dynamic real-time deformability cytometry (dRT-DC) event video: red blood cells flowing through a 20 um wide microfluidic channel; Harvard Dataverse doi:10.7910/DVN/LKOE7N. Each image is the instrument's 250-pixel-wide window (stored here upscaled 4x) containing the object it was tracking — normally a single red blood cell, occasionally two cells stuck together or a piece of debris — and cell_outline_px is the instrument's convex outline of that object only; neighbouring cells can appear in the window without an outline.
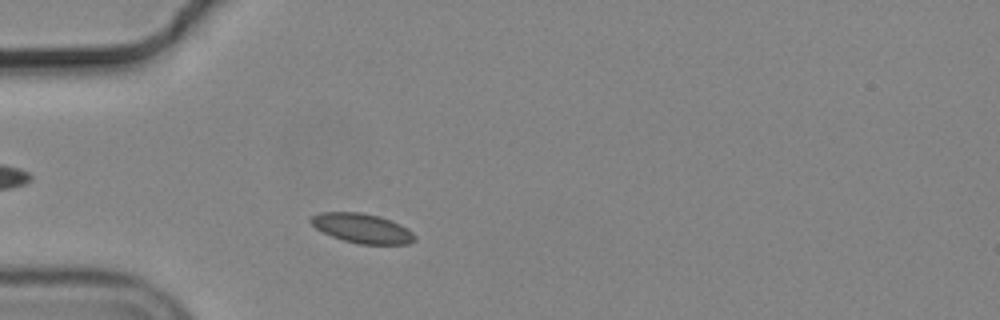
{"species": "common noctule bat (a hibernating species)", "species_latin": "Nyctalus noctula", "temperature_condition": "cold", "stored_images_in_passage": 42, "camera_frame_rate_fps": 3000, "um_per_image_px": 0.085, "animal": {"sex": "male", "body_mass_g": 19.2, "forearm_length_mm": 51.8}, "frame": {"image": 1, "passage_image": 6, "time_ms": 1.667, "image_size_px": [1000, 320], "cell_outline_px": [[416, 240], [408, 244], [360, 244], [344, 240], [332, 236], [316, 228], [308, 220], [312, 216], [320, 212], [360, 212], [380, 216], [400, 224], [408, 228], [416, 236]], "centroid_in_image_um": [30.8, 19.4], "position_along_channel_um": 54.2, "area_um2": 17.86}}
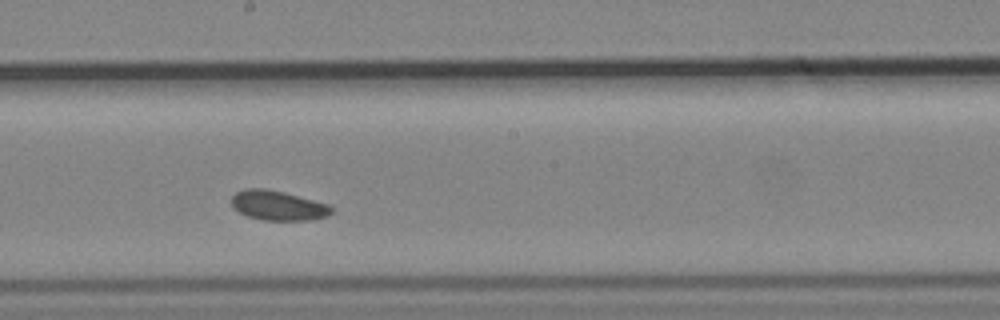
{"frame": {"image": 2, "passage_image": 21, "time_ms": 6.667, "image_size_px": [1000, 320], "cell_outline_px": [[332, 212], [328, 216], [312, 220], [264, 220], [248, 216], [232, 208], [232, 196], [236, 192], [244, 188], [264, 188], [284, 192], [328, 204], [332, 208]], "centroid_in_image_um": [23.62, 17.46], "position_along_channel_um": 224.6, "area_um2": 17.28}}
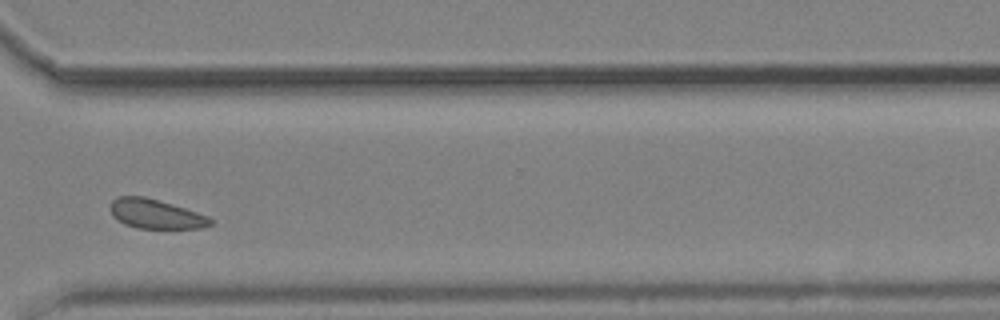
{"frame": {"image": 3, "passage_image": 32, "time_ms": 10.333, "image_size_px": [1000, 320], "cell_outline_px": [[212, 224], [204, 228], [136, 228], [124, 224], [112, 216], [108, 208], [112, 200], [120, 196], [144, 196], [172, 204], [208, 216], [212, 220]], "centroid_in_image_um": [13.19, 18.19], "position_along_channel_um": 357.4, "area_um2": 17.17}, "authors_computed_cell_mechanics": {"area_um2": 17.4845, "velocity_mm_per_s": 3.607, "shape_relaxation_time_tau1_ms": null, "shape_relaxation_time_tau2_ms": 8.3835, "deformation_change_tau1": null, "deformation_change_tau2": 0.1137}}